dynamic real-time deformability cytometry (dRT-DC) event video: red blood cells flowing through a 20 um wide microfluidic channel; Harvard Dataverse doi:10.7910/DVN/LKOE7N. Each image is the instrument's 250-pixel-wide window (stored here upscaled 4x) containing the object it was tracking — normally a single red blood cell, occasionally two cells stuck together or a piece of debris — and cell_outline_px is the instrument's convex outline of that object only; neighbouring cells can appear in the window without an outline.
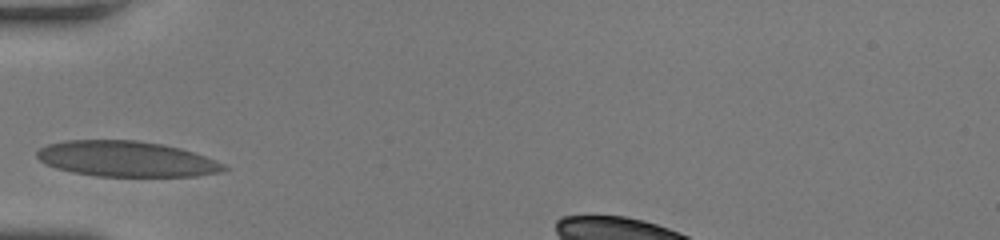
{"species": "human", "species_latin": "Homo sapiens", "temperature_condition": "room temperature", "stored_images_in_passage": 24, "camera_frame_rate_fps": 3000, "um_per_image_px": 0.085, "donor": {"sex": "female"}, "frame": {"image": 1, "passage_image": 1, "time_ms": 0.0, "image_size_px": [1000, 240], "cell_outline_px": [[232, 168], [220, 172], [196, 176], [96, 176], [72, 172], [56, 168], [40, 160], [36, 156], [36, 152], [40, 148], [48, 144], [64, 140], [136, 140], [164, 144], [180, 148], [216, 160]], "centroid_in_image_um": [10.76, 13.5], "position_along_channel_um": 74.2, "area_um2": 38.78}}
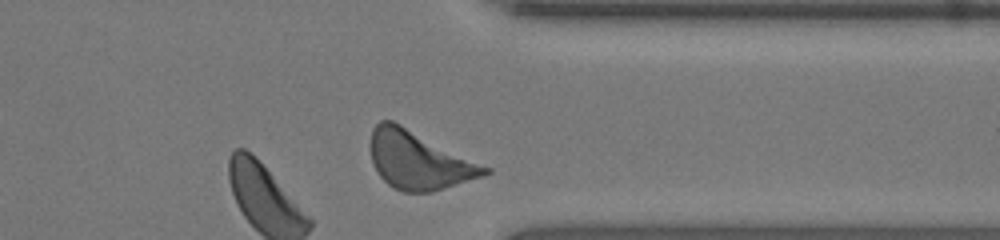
{"frame": {"image": 2, "passage_image": 24, "time_ms": 7.667, "image_size_px": [1000, 240], "cell_outline_px": [[492, 172], [484, 176], [432, 192], [404, 192], [392, 188], [380, 176], [372, 160], [372, 128], [380, 120], [392, 120], [492, 168]], "centroid_in_image_um": [35.64, 13.63], "position_along_channel_um": 375.8, "area_um2": 38.38}, "authors_computed_cell_mechanics": {"area_um2": 31.7322, "velocity_mm_per_s": 3.8843, "shape_relaxation_time_tau1_ms": 0.8827, "shape_relaxation_time_tau2_ms": null, "deformation_change_tau1": 0.0514, "deformation_change_tau2": null}}